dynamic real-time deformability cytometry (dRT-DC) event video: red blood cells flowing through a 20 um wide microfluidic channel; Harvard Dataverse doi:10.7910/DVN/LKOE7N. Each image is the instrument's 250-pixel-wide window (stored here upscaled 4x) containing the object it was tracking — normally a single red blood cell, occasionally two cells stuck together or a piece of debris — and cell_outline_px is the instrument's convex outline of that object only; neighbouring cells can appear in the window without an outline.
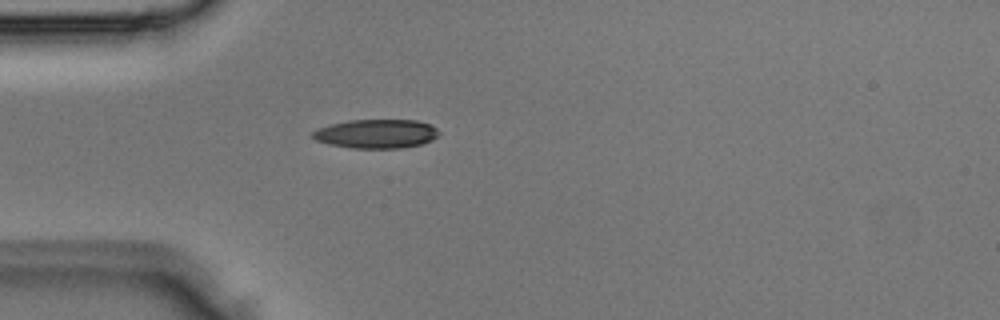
{"species": "Egyptian fruit bat (a non-hibernating species)", "species_latin": "Rousettus aegyptiacus", "temperature_condition": "room temperature", "stored_images_in_passage": 1, "camera_frame_rate_fps": 3000, "um_per_image_px": 0.085, "animal": {"sex": "male"}, "frame": {"image": 1, "passage_image": 1, "time_ms": 0.0, "image_size_px": [1000, 320], "cell_outline_px": [[440, 132], [432, 140], [420, 144], [404, 148], [352, 148], [328, 144], [316, 140], [312, 136], [312, 132], [316, 128], [328, 124], [348, 120], [416, 120], [432, 124]], "centroid_in_image_um": [31.97, 11.36], "position_along_channel_um": 53.0, "area_um2": 21.5}}